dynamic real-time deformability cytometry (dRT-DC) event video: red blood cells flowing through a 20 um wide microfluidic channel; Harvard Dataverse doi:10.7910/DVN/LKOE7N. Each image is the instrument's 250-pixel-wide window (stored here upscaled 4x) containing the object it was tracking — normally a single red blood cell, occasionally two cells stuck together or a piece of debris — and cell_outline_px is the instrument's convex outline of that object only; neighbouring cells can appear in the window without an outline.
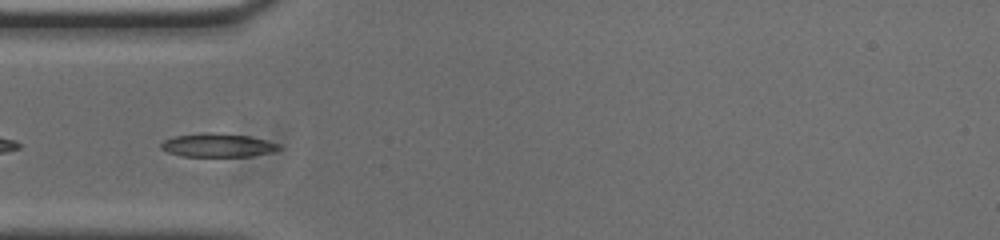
{"species": "common noctule bat (a hibernating species)", "species_latin": "Nyctalus noctula", "temperature_condition": "cold", "stored_images_in_passage": 40, "camera_frame_rate_fps": 3000, "um_per_image_px": 0.085, "animal": {"sex": "male", "body_mass_g": 20.0, "forearm_length_mm": 53.3}, "frame": {"image": 1, "passage_image": 2, "time_ms": 0.333, "image_size_px": [1000, 240], "cell_outline_px": [[280, 148], [272, 152], [252, 156], [180, 156], [168, 152], [160, 148], [160, 144], [164, 140], [176, 136], [200, 132], [216, 132], [248, 136], [280, 144]], "centroid_in_image_um": [18.47, 12.34], "position_along_channel_um": 66.5, "area_um2": 16.18}}
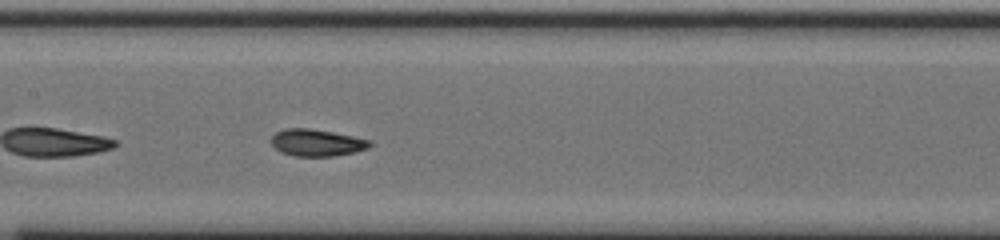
{"frame": {"image": 2, "passage_image": 11, "time_ms": 3.333, "image_size_px": [1000, 240], "cell_outline_px": [[372, 144], [368, 148], [356, 152], [332, 156], [292, 156], [280, 152], [272, 144], [272, 136], [276, 132], [284, 128], [308, 128], [332, 132], [372, 140]], "centroid_in_image_um": [26.93, 12.13], "position_along_channel_um": 180.5, "area_um2": 15.49}}
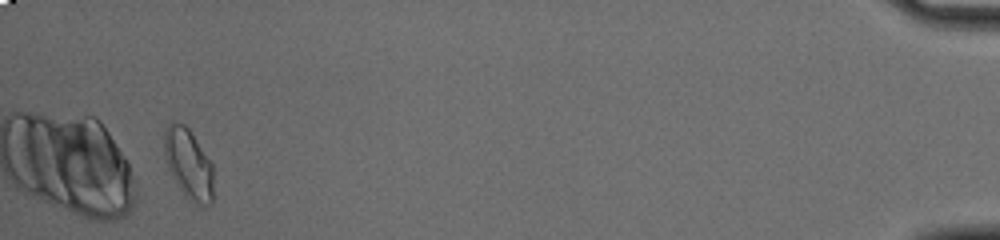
{"frame": {"image": 3, "passage_image": 37, "time_ms": 12.0, "image_size_px": [1000, 240], "cell_outline_px": [[216, 196], [212, 204], [196, 208], [184, 196], [176, 184], [168, 168], [164, 156], [164, 128], [172, 120], [184, 124], [188, 128], [212, 164]], "centroid_in_image_um": [16.06, 14.03], "position_along_channel_um": 419.1, "area_um2": 21.04}, "authors_computed_cell_mechanics": {"area_um2": 15.606, "velocity_mm_per_s": 3.7764, "shape_relaxation_time_tau1_ms": 6.0334, "shape_relaxation_time_tau2_ms": 3.1869, "deformation_change_tau1": 0.1766, "deformation_change_tau2": 0.0488}}